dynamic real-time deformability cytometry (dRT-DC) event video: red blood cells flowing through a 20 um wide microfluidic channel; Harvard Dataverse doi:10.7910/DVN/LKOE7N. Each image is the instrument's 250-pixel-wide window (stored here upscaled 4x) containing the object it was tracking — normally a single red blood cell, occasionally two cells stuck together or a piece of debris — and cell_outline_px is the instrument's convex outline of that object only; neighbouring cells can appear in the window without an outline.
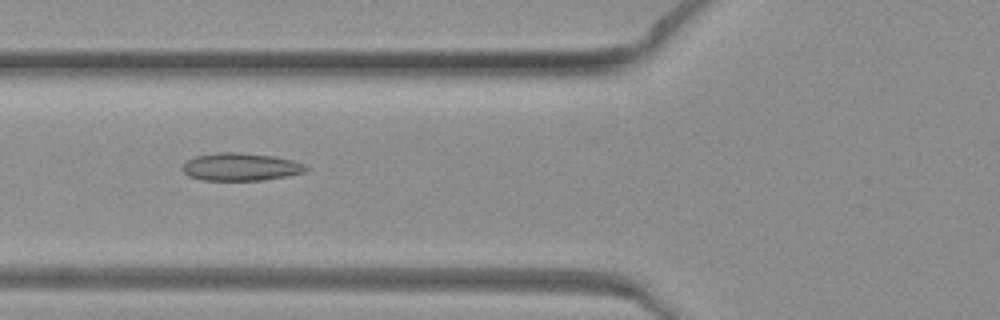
{"species": "common noctule bat (a hibernating species)", "species_latin": "Nyctalus noctula", "temperature_condition": "warm", "stored_images_in_passage": 48, "camera_frame_rate_fps": 3000, "um_per_image_px": 0.085, "animal": {"sex": "female", "body_mass_g": 19.3, "forearm_length_mm": 54.1}, "frame": {"image": 1, "passage_image": 19, "time_ms": 6.0, "image_size_px": [1000, 320], "cell_outline_px": [[308, 168], [304, 172], [288, 176], [260, 180], [200, 180], [188, 176], [180, 168], [184, 160], [196, 156], [216, 152], [240, 152], [272, 156], [292, 160], [304, 164]], "centroid_in_image_um": [20.39, 14.18], "position_along_channel_um": 105.4, "area_um2": 20.11}}
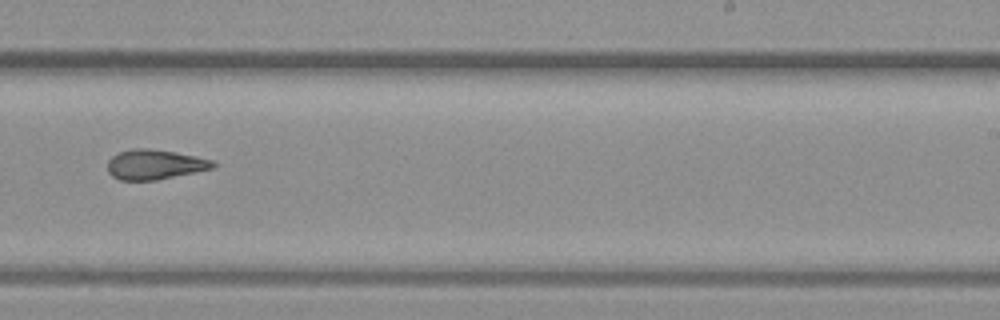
{"frame": {"image": 2, "passage_image": 31, "time_ms": 10.0, "image_size_px": [1000, 320], "cell_outline_px": [[216, 168], [156, 180], [120, 180], [112, 176], [108, 172], [108, 160], [112, 156], [120, 152], [132, 148], [148, 148], [176, 152], [196, 156], [212, 160], [216, 164]], "centroid_in_image_um": [13.17, 13.98], "position_along_channel_um": 275.8, "area_um2": 18.44}}
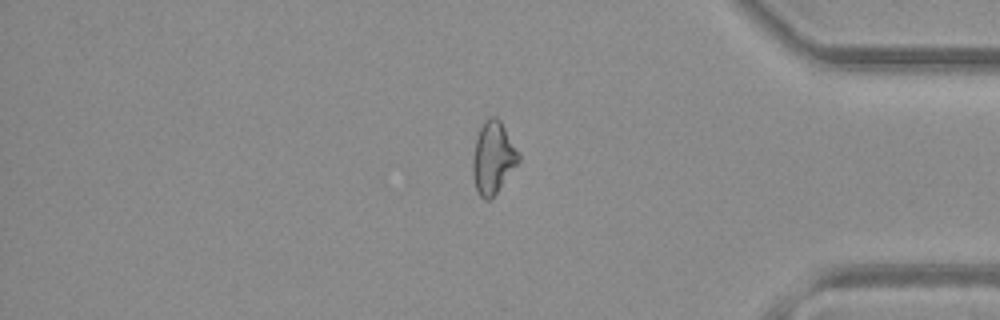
{"frame": {"image": 3, "passage_image": 41, "time_ms": 13.333, "image_size_px": [1000, 320], "cell_outline_px": [[520, 160], [496, 192], [488, 200], [484, 200], [480, 196], [476, 188], [472, 176], [472, 156], [476, 136], [484, 120], [488, 116], [496, 116], [500, 120], [520, 152]], "centroid_in_image_um": [41.89, 13.36], "position_along_channel_um": 393.3, "area_um2": 19.36}}